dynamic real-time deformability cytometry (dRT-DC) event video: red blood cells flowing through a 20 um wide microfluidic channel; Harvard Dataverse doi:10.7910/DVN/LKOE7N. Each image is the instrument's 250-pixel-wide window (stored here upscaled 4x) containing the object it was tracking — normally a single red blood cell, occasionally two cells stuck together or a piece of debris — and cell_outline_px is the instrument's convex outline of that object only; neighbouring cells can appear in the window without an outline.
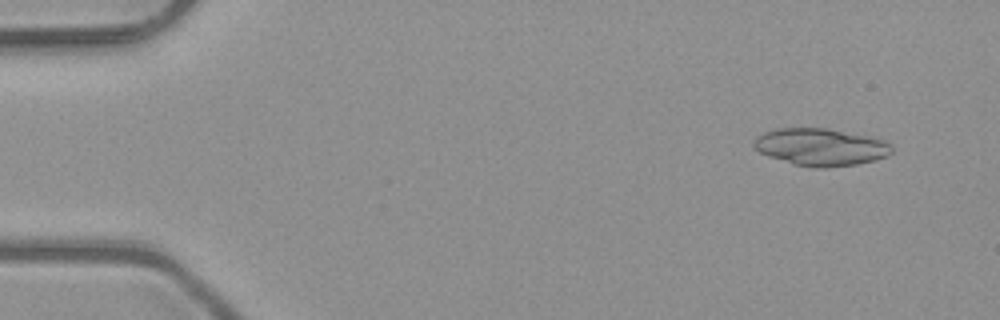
{"species": "common noctule bat (a hibernating species)", "species_latin": "Nyctalus noctula", "temperature_condition": "room temperature", "stored_images_in_passage": 4, "camera_frame_rate_fps": 3000, "um_per_image_px": 0.085, "animal": {"sex": "male", "body_mass_g": 23.1, "forearm_length_mm": 52.7}, "frame": {"image": 1, "passage_image": 1, "time_ms": 0.0, "image_size_px": [1000, 320], "cell_outline_px": [[892, 152], [888, 156], [856, 164], [824, 168], [812, 168], [796, 164], [768, 156], [760, 152], [752, 144], [752, 140], [756, 136], [764, 132], [776, 128], [828, 128], [884, 140], [892, 144]], "centroid_in_image_um": [69.74, 12.49], "position_along_channel_um": 15.3, "area_um2": 29.88}}